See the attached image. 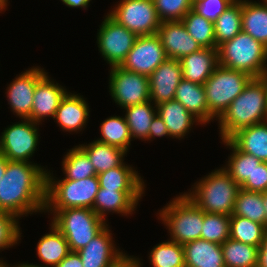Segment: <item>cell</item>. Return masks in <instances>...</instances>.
Segmentation results:
<instances>
[{
    "label": "cell",
    "instance_id": "1",
    "mask_svg": "<svg viewBox=\"0 0 267 267\" xmlns=\"http://www.w3.org/2000/svg\"><path fill=\"white\" fill-rule=\"evenodd\" d=\"M46 168L37 163L8 160L0 182V211L19 219L44 212Z\"/></svg>",
    "mask_w": 267,
    "mask_h": 267
},
{
    "label": "cell",
    "instance_id": "2",
    "mask_svg": "<svg viewBox=\"0 0 267 267\" xmlns=\"http://www.w3.org/2000/svg\"><path fill=\"white\" fill-rule=\"evenodd\" d=\"M221 140L238 130L267 121V91L260 78H252L217 120Z\"/></svg>",
    "mask_w": 267,
    "mask_h": 267
},
{
    "label": "cell",
    "instance_id": "3",
    "mask_svg": "<svg viewBox=\"0 0 267 267\" xmlns=\"http://www.w3.org/2000/svg\"><path fill=\"white\" fill-rule=\"evenodd\" d=\"M184 194L202 211L231 216L240 186L223 169L216 168L196 181Z\"/></svg>",
    "mask_w": 267,
    "mask_h": 267
},
{
    "label": "cell",
    "instance_id": "4",
    "mask_svg": "<svg viewBox=\"0 0 267 267\" xmlns=\"http://www.w3.org/2000/svg\"><path fill=\"white\" fill-rule=\"evenodd\" d=\"M161 220L168 229L169 240L181 245L201 239L204 223V211L200 210L184 193L176 195L166 206L158 211Z\"/></svg>",
    "mask_w": 267,
    "mask_h": 267
},
{
    "label": "cell",
    "instance_id": "5",
    "mask_svg": "<svg viewBox=\"0 0 267 267\" xmlns=\"http://www.w3.org/2000/svg\"><path fill=\"white\" fill-rule=\"evenodd\" d=\"M56 178V179H55ZM99 180L92 176L82 180L57 179L53 172L46 170V201L44 210L66 208H90L99 191Z\"/></svg>",
    "mask_w": 267,
    "mask_h": 267
},
{
    "label": "cell",
    "instance_id": "6",
    "mask_svg": "<svg viewBox=\"0 0 267 267\" xmlns=\"http://www.w3.org/2000/svg\"><path fill=\"white\" fill-rule=\"evenodd\" d=\"M218 65L259 78L267 65V47L241 31L217 47Z\"/></svg>",
    "mask_w": 267,
    "mask_h": 267
},
{
    "label": "cell",
    "instance_id": "7",
    "mask_svg": "<svg viewBox=\"0 0 267 267\" xmlns=\"http://www.w3.org/2000/svg\"><path fill=\"white\" fill-rule=\"evenodd\" d=\"M50 213L51 223L66 238L71 251L84 248L108 224L90 208H66L63 210H44Z\"/></svg>",
    "mask_w": 267,
    "mask_h": 267
},
{
    "label": "cell",
    "instance_id": "8",
    "mask_svg": "<svg viewBox=\"0 0 267 267\" xmlns=\"http://www.w3.org/2000/svg\"><path fill=\"white\" fill-rule=\"evenodd\" d=\"M249 74L218 65L203 84L209 107V123L218 120L252 79Z\"/></svg>",
    "mask_w": 267,
    "mask_h": 267
},
{
    "label": "cell",
    "instance_id": "9",
    "mask_svg": "<svg viewBox=\"0 0 267 267\" xmlns=\"http://www.w3.org/2000/svg\"><path fill=\"white\" fill-rule=\"evenodd\" d=\"M107 13L137 36L157 34L161 21L153 0H120Z\"/></svg>",
    "mask_w": 267,
    "mask_h": 267
},
{
    "label": "cell",
    "instance_id": "10",
    "mask_svg": "<svg viewBox=\"0 0 267 267\" xmlns=\"http://www.w3.org/2000/svg\"><path fill=\"white\" fill-rule=\"evenodd\" d=\"M39 125L30 119L9 125L0 134V153L10 161L35 163L30 159L38 149Z\"/></svg>",
    "mask_w": 267,
    "mask_h": 267
},
{
    "label": "cell",
    "instance_id": "11",
    "mask_svg": "<svg viewBox=\"0 0 267 267\" xmlns=\"http://www.w3.org/2000/svg\"><path fill=\"white\" fill-rule=\"evenodd\" d=\"M109 71V94L122 110L150 100L149 77L120 66L110 67Z\"/></svg>",
    "mask_w": 267,
    "mask_h": 267
},
{
    "label": "cell",
    "instance_id": "12",
    "mask_svg": "<svg viewBox=\"0 0 267 267\" xmlns=\"http://www.w3.org/2000/svg\"><path fill=\"white\" fill-rule=\"evenodd\" d=\"M97 32L98 50L110 67L120 66L132 49L137 35L118 24L108 14Z\"/></svg>",
    "mask_w": 267,
    "mask_h": 267
},
{
    "label": "cell",
    "instance_id": "13",
    "mask_svg": "<svg viewBox=\"0 0 267 267\" xmlns=\"http://www.w3.org/2000/svg\"><path fill=\"white\" fill-rule=\"evenodd\" d=\"M166 59V53L157 34L137 36L120 67L149 77Z\"/></svg>",
    "mask_w": 267,
    "mask_h": 267
},
{
    "label": "cell",
    "instance_id": "14",
    "mask_svg": "<svg viewBox=\"0 0 267 267\" xmlns=\"http://www.w3.org/2000/svg\"><path fill=\"white\" fill-rule=\"evenodd\" d=\"M44 68L33 66L19 75L6 88V98L16 117L29 119L31 116L33 95L38 81L46 74Z\"/></svg>",
    "mask_w": 267,
    "mask_h": 267
},
{
    "label": "cell",
    "instance_id": "15",
    "mask_svg": "<svg viewBox=\"0 0 267 267\" xmlns=\"http://www.w3.org/2000/svg\"><path fill=\"white\" fill-rule=\"evenodd\" d=\"M109 228L108 224L84 248L77 251L83 267H116L128 256L117 246Z\"/></svg>",
    "mask_w": 267,
    "mask_h": 267
},
{
    "label": "cell",
    "instance_id": "16",
    "mask_svg": "<svg viewBox=\"0 0 267 267\" xmlns=\"http://www.w3.org/2000/svg\"><path fill=\"white\" fill-rule=\"evenodd\" d=\"M68 92L65 86L52 80L47 72L36 84L29 119L38 124H42L46 117L53 119L61 100Z\"/></svg>",
    "mask_w": 267,
    "mask_h": 267
},
{
    "label": "cell",
    "instance_id": "17",
    "mask_svg": "<svg viewBox=\"0 0 267 267\" xmlns=\"http://www.w3.org/2000/svg\"><path fill=\"white\" fill-rule=\"evenodd\" d=\"M144 192L99 188L92 210L105 221L108 220L107 215L109 213H116L126 217L131 216L135 213L142 196H145Z\"/></svg>",
    "mask_w": 267,
    "mask_h": 267
},
{
    "label": "cell",
    "instance_id": "18",
    "mask_svg": "<svg viewBox=\"0 0 267 267\" xmlns=\"http://www.w3.org/2000/svg\"><path fill=\"white\" fill-rule=\"evenodd\" d=\"M182 78L180 60L167 58L149 76L150 101L158 105L174 100L176 88Z\"/></svg>",
    "mask_w": 267,
    "mask_h": 267
},
{
    "label": "cell",
    "instance_id": "19",
    "mask_svg": "<svg viewBox=\"0 0 267 267\" xmlns=\"http://www.w3.org/2000/svg\"><path fill=\"white\" fill-rule=\"evenodd\" d=\"M167 58L180 60L202 47L190 36L182 21H164L158 28Z\"/></svg>",
    "mask_w": 267,
    "mask_h": 267
},
{
    "label": "cell",
    "instance_id": "20",
    "mask_svg": "<svg viewBox=\"0 0 267 267\" xmlns=\"http://www.w3.org/2000/svg\"><path fill=\"white\" fill-rule=\"evenodd\" d=\"M70 91L61 100L54 116L57 125L65 132H82L90 117V108L86 99L79 93Z\"/></svg>",
    "mask_w": 267,
    "mask_h": 267
},
{
    "label": "cell",
    "instance_id": "21",
    "mask_svg": "<svg viewBox=\"0 0 267 267\" xmlns=\"http://www.w3.org/2000/svg\"><path fill=\"white\" fill-rule=\"evenodd\" d=\"M157 114L161 117L172 139L184 140L193 125L202 123L193 116L180 102L170 100L156 105Z\"/></svg>",
    "mask_w": 267,
    "mask_h": 267
},
{
    "label": "cell",
    "instance_id": "22",
    "mask_svg": "<svg viewBox=\"0 0 267 267\" xmlns=\"http://www.w3.org/2000/svg\"><path fill=\"white\" fill-rule=\"evenodd\" d=\"M183 79L196 84H204L218 66V51L201 48L180 59Z\"/></svg>",
    "mask_w": 267,
    "mask_h": 267
},
{
    "label": "cell",
    "instance_id": "23",
    "mask_svg": "<svg viewBox=\"0 0 267 267\" xmlns=\"http://www.w3.org/2000/svg\"><path fill=\"white\" fill-rule=\"evenodd\" d=\"M185 267H225L221 245L197 239L183 245Z\"/></svg>",
    "mask_w": 267,
    "mask_h": 267
},
{
    "label": "cell",
    "instance_id": "24",
    "mask_svg": "<svg viewBox=\"0 0 267 267\" xmlns=\"http://www.w3.org/2000/svg\"><path fill=\"white\" fill-rule=\"evenodd\" d=\"M229 140L240 151L267 162V121L242 128Z\"/></svg>",
    "mask_w": 267,
    "mask_h": 267
},
{
    "label": "cell",
    "instance_id": "25",
    "mask_svg": "<svg viewBox=\"0 0 267 267\" xmlns=\"http://www.w3.org/2000/svg\"><path fill=\"white\" fill-rule=\"evenodd\" d=\"M174 100L180 102L203 126L209 124V107L203 84L182 78L176 88Z\"/></svg>",
    "mask_w": 267,
    "mask_h": 267
},
{
    "label": "cell",
    "instance_id": "26",
    "mask_svg": "<svg viewBox=\"0 0 267 267\" xmlns=\"http://www.w3.org/2000/svg\"><path fill=\"white\" fill-rule=\"evenodd\" d=\"M132 166L123 162L120 166L97 175L100 188L116 191H145L146 185L141 175Z\"/></svg>",
    "mask_w": 267,
    "mask_h": 267
},
{
    "label": "cell",
    "instance_id": "27",
    "mask_svg": "<svg viewBox=\"0 0 267 267\" xmlns=\"http://www.w3.org/2000/svg\"><path fill=\"white\" fill-rule=\"evenodd\" d=\"M49 228L51 231L38 240L36 251L41 263H43L39 266L56 267L71 250L66 238L51 222Z\"/></svg>",
    "mask_w": 267,
    "mask_h": 267
},
{
    "label": "cell",
    "instance_id": "28",
    "mask_svg": "<svg viewBox=\"0 0 267 267\" xmlns=\"http://www.w3.org/2000/svg\"><path fill=\"white\" fill-rule=\"evenodd\" d=\"M89 157L98 174L120 166L127 152L121 148L96 141L78 145Z\"/></svg>",
    "mask_w": 267,
    "mask_h": 267
},
{
    "label": "cell",
    "instance_id": "29",
    "mask_svg": "<svg viewBox=\"0 0 267 267\" xmlns=\"http://www.w3.org/2000/svg\"><path fill=\"white\" fill-rule=\"evenodd\" d=\"M242 31L267 47V6L262 1L242 0Z\"/></svg>",
    "mask_w": 267,
    "mask_h": 267
},
{
    "label": "cell",
    "instance_id": "30",
    "mask_svg": "<svg viewBox=\"0 0 267 267\" xmlns=\"http://www.w3.org/2000/svg\"><path fill=\"white\" fill-rule=\"evenodd\" d=\"M222 142L231 150L228 161L222 167L241 186L247 179H251L255 168L262 161L253 155L240 151L229 139L222 140Z\"/></svg>",
    "mask_w": 267,
    "mask_h": 267
},
{
    "label": "cell",
    "instance_id": "31",
    "mask_svg": "<svg viewBox=\"0 0 267 267\" xmlns=\"http://www.w3.org/2000/svg\"><path fill=\"white\" fill-rule=\"evenodd\" d=\"M125 119L130 130L132 140L146 141L153 118L157 115L156 105L148 100L141 104L124 108Z\"/></svg>",
    "mask_w": 267,
    "mask_h": 267
},
{
    "label": "cell",
    "instance_id": "32",
    "mask_svg": "<svg viewBox=\"0 0 267 267\" xmlns=\"http://www.w3.org/2000/svg\"><path fill=\"white\" fill-rule=\"evenodd\" d=\"M221 248L225 267H258L259 247L228 238Z\"/></svg>",
    "mask_w": 267,
    "mask_h": 267
},
{
    "label": "cell",
    "instance_id": "33",
    "mask_svg": "<svg viewBox=\"0 0 267 267\" xmlns=\"http://www.w3.org/2000/svg\"><path fill=\"white\" fill-rule=\"evenodd\" d=\"M242 31V0H235L214 22L216 47Z\"/></svg>",
    "mask_w": 267,
    "mask_h": 267
},
{
    "label": "cell",
    "instance_id": "34",
    "mask_svg": "<svg viewBox=\"0 0 267 267\" xmlns=\"http://www.w3.org/2000/svg\"><path fill=\"white\" fill-rule=\"evenodd\" d=\"M101 137L96 141L112 145L129 152L132 137L125 116H110L100 124Z\"/></svg>",
    "mask_w": 267,
    "mask_h": 267
},
{
    "label": "cell",
    "instance_id": "35",
    "mask_svg": "<svg viewBox=\"0 0 267 267\" xmlns=\"http://www.w3.org/2000/svg\"><path fill=\"white\" fill-rule=\"evenodd\" d=\"M232 215L247 218L266 227V211L262 193L240 188Z\"/></svg>",
    "mask_w": 267,
    "mask_h": 267
},
{
    "label": "cell",
    "instance_id": "36",
    "mask_svg": "<svg viewBox=\"0 0 267 267\" xmlns=\"http://www.w3.org/2000/svg\"><path fill=\"white\" fill-rule=\"evenodd\" d=\"M62 171L66 180H82L97 176L88 155L78 146L71 148L62 159Z\"/></svg>",
    "mask_w": 267,
    "mask_h": 267
},
{
    "label": "cell",
    "instance_id": "37",
    "mask_svg": "<svg viewBox=\"0 0 267 267\" xmlns=\"http://www.w3.org/2000/svg\"><path fill=\"white\" fill-rule=\"evenodd\" d=\"M190 36L202 47H216L214 23L191 9L181 20Z\"/></svg>",
    "mask_w": 267,
    "mask_h": 267
},
{
    "label": "cell",
    "instance_id": "38",
    "mask_svg": "<svg viewBox=\"0 0 267 267\" xmlns=\"http://www.w3.org/2000/svg\"><path fill=\"white\" fill-rule=\"evenodd\" d=\"M266 233L267 229L262 224L244 217L230 216V238L235 241L259 247Z\"/></svg>",
    "mask_w": 267,
    "mask_h": 267
},
{
    "label": "cell",
    "instance_id": "39",
    "mask_svg": "<svg viewBox=\"0 0 267 267\" xmlns=\"http://www.w3.org/2000/svg\"><path fill=\"white\" fill-rule=\"evenodd\" d=\"M148 257L152 267H185L183 245L169 239L153 246Z\"/></svg>",
    "mask_w": 267,
    "mask_h": 267
},
{
    "label": "cell",
    "instance_id": "40",
    "mask_svg": "<svg viewBox=\"0 0 267 267\" xmlns=\"http://www.w3.org/2000/svg\"><path fill=\"white\" fill-rule=\"evenodd\" d=\"M228 238H230V216L204 212L201 239L221 245Z\"/></svg>",
    "mask_w": 267,
    "mask_h": 267
},
{
    "label": "cell",
    "instance_id": "41",
    "mask_svg": "<svg viewBox=\"0 0 267 267\" xmlns=\"http://www.w3.org/2000/svg\"><path fill=\"white\" fill-rule=\"evenodd\" d=\"M19 218L9 212L0 211V251L20 243L23 235Z\"/></svg>",
    "mask_w": 267,
    "mask_h": 267
},
{
    "label": "cell",
    "instance_id": "42",
    "mask_svg": "<svg viewBox=\"0 0 267 267\" xmlns=\"http://www.w3.org/2000/svg\"><path fill=\"white\" fill-rule=\"evenodd\" d=\"M161 22L181 21L193 8L192 0H153Z\"/></svg>",
    "mask_w": 267,
    "mask_h": 267
},
{
    "label": "cell",
    "instance_id": "43",
    "mask_svg": "<svg viewBox=\"0 0 267 267\" xmlns=\"http://www.w3.org/2000/svg\"><path fill=\"white\" fill-rule=\"evenodd\" d=\"M235 0H198L193 3V10L213 23Z\"/></svg>",
    "mask_w": 267,
    "mask_h": 267
},
{
    "label": "cell",
    "instance_id": "44",
    "mask_svg": "<svg viewBox=\"0 0 267 267\" xmlns=\"http://www.w3.org/2000/svg\"><path fill=\"white\" fill-rule=\"evenodd\" d=\"M240 187L252 192H266L267 162H261L252 173L251 179H247Z\"/></svg>",
    "mask_w": 267,
    "mask_h": 267
},
{
    "label": "cell",
    "instance_id": "45",
    "mask_svg": "<svg viewBox=\"0 0 267 267\" xmlns=\"http://www.w3.org/2000/svg\"><path fill=\"white\" fill-rule=\"evenodd\" d=\"M170 137L167 126L161 119V117L157 114L150 125L149 133L146 141H152V139H156V137Z\"/></svg>",
    "mask_w": 267,
    "mask_h": 267
},
{
    "label": "cell",
    "instance_id": "46",
    "mask_svg": "<svg viewBox=\"0 0 267 267\" xmlns=\"http://www.w3.org/2000/svg\"><path fill=\"white\" fill-rule=\"evenodd\" d=\"M56 267H83V265L78 252L71 251Z\"/></svg>",
    "mask_w": 267,
    "mask_h": 267
},
{
    "label": "cell",
    "instance_id": "47",
    "mask_svg": "<svg viewBox=\"0 0 267 267\" xmlns=\"http://www.w3.org/2000/svg\"><path fill=\"white\" fill-rule=\"evenodd\" d=\"M258 267H267V233L259 246Z\"/></svg>",
    "mask_w": 267,
    "mask_h": 267
},
{
    "label": "cell",
    "instance_id": "48",
    "mask_svg": "<svg viewBox=\"0 0 267 267\" xmlns=\"http://www.w3.org/2000/svg\"><path fill=\"white\" fill-rule=\"evenodd\" d=\"M141 258L134 255H128L123 261H121L116 267H142L143 262Z\"/></svg>",
    "mask_w": 267,
    "mask_h": 267
},
{
    "label": "cell",
    "instance_id": "49",
    "mask_svg": "<svg viewBox=\"0 0 267 267\" xmlns=\"http://www.w3.org/2000/svg\"><path fill=\"white\" fill-rule=\"evenodd\" d=\"M63 4L69 8H81L87 9L90 6L92 0H60Z\"/></svg>",
    "mask_w": 267,
    "mask_h": 267
},
{
    "label": "cell",
    "instance_id": "50",
    "mask_svg": "<svg viewBox=\"0 0 267 267\" xmlns=\"http://www.w3.org/2000/svg\"><path fill=\"white\" fill-rule=\"evenodd\" d=\"M8 159L0 153V182L5 175Z\"/></svg>",
    "mask_w": 267,
    "mask_h": 267
},
{
    "label": "cell",
    "instance_id": "51",
    "mask_svg": "<svg viewBox=\"0 0 267 267\" xmlns=\"http://www.w3.org/2000/svg\"><path fill=\"white\" fill-rule=\"evenodd\" d=\"M259 78L264 83L266 91H267V65L264 68V70L262 71V73L260 74Z\"/></svg>",
    "mask_w": 267,
    "mask_h": 267
},
{
    "label": "cell",
    "instance_id": "52",
    "mask_svg": "<svg viewBox=\"0 0 267 267\" xmlns=\"http://www.w3.org/2000/svg\"><path fill=\"white\" fill-rule=\"evenodd\" d=\"M8 5V0H0V13L6 11Z\"/></svg>",
    "mask_w": 267,
    "mask_h": 267
},
{
    "label": "cell",
    "instance_id": "53",
    "mask_svg": "<svg viewBox=\"0 0 267 267\" xmlns=\"http://www.w3.org/2000/svg\"><path fill=\"white\" fill-rule=\"evenodd\" d=\"M8 264L6 261H4L2 258H0V267H20V263H17L15 265Z\"/></svg>",
    "mask_w": 267,
    "mask_h": 267
},
{
    "label": "cell",
    "instance_id": "54",
    "mask_svg": "<svg viewBox=\"0 0 267 267\" xmlns=\"http://www.w3.org/2000/svg\"><path fill=\"white\" fill-rule=\"evenodd\" d=\"M263 200H264V206L266 211V229H267V191L262 193Z\"/></svg>",
    "mask_w": 267,
    "mask_h": 267
},
{
    "label": "cell",
    "instance_id": "55",
    "mask_svg": "<svg viewBox=\"0 0 267 267\" xmlns=\"http://www.w3.org/2000/svg\"><path fill=\"white\" fill-rule=\"evenodd\" d=\"M20 267H43V266H39L37 264L29 263L27 261V263H25V262L20 263Z\"/></svg>",
    "mask_w": 267,
    "mask_h": 267
},
{
    "label": "cell",
    "instance_id": "56",
    "mask_svg": "<svg viewBox=\"0 0 267 267\" xmlns=\"http://www.w3.org/2000/svg\"><path fill=\"white\" fill-rule=\"evenodd\" d=\"M262 2L267 6V0H262Z\"/></svg>",
    "mask_w": 267,
    "mask_h": 267
}]
</instances>
